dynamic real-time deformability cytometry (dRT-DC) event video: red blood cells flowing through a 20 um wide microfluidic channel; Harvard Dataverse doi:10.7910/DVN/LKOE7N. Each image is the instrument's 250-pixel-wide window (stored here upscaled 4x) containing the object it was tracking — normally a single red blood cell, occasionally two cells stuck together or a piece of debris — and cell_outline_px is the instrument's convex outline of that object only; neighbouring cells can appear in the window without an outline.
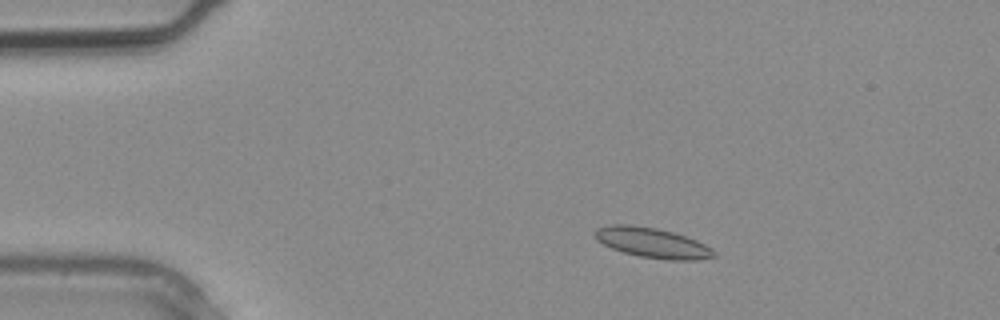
{"species": "common noctule bat (a hibernating species)", "species_latin": "Nyctalus noctula", "temperature_condition": "warm", "stored_images_in_passage": 3, "camera_frame_rate_fps": 3000, "um_per_image_px": 0.085, "animal": {"sex": "male", "body_mass_g": 20.4}, "frame": {"image": 1, "passage_image": 2, "time_ms": 0.333, "image_size_px": [1000, 320], "cell_outline_px": [[716, 256], [700, 260], [668, 260], [640, 256], [624, 252], [612, 248], [596, 240], [596, 228], [612, 224], [632, 224], [656, 228], [672, 232], [696, 240], [712, 248], [716, 252]], "centroid_in_image_um": [55.47, 20.64], "position_along_channel_um": 29.5, "area_um2": 20.75}}